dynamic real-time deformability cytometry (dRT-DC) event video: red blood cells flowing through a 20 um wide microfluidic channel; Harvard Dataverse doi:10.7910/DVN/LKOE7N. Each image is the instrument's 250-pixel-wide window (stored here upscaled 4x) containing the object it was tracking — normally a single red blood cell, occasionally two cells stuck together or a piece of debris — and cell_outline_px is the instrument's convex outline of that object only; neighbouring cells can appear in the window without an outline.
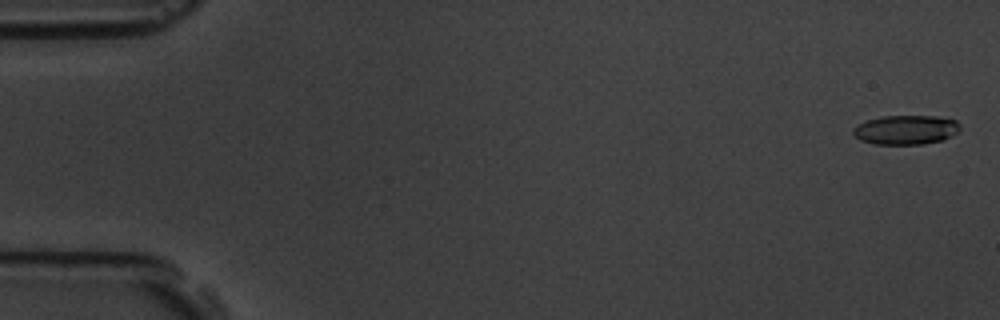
{"species": "common noctule bat (a hibernating species)", "species_latin": "Nyctalus noctula", "temperature_condition": "room temperature", "stored_images_in_passage": 7, "camera_frame_rate_fps": 3000, "um_per_image_px": 0.085, "animal": {"sex": "male", "body_mass_g": 19.5, "forearm_length_mm": 54.6}, "frame": {"image": 1, "passage_image": 1, "time_ms": 0.0, "image_size_px": [1000, 320], "cell_outline_px": [[960, 132], [952, 136], [940, 140], [924, 144], [876, 144], [860, 140], [852, 132], [852, 128], [856, 124], [880, 116], [936, 116], [956, 120], [960, 124]], "centroid_in_image_um": [77.0, 11.03], "position_along_channel_um": 8.0, "area_um2": 18.38}}
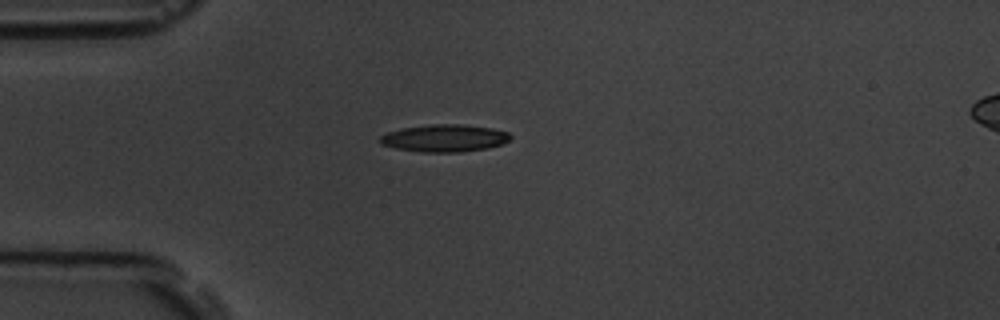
{"frame": {"image": 2, "passage_image": 5, "time_ms": 4.667, "image_size_px": [1000, 320], "cell_outline_px": [[512, 136], [508, 140], [500, 144], [488, 148], [460, 152], [424, 152], [396, 148], [380, 144], [380, 136], [388, 132], [400, 128], [432, 124], [460, 124], [492, 128], [508, 132]], "centroid_in_image_um": [37.77, 11.74], "position_along_channel_um": 47.2, "area_um2": 20.69}}